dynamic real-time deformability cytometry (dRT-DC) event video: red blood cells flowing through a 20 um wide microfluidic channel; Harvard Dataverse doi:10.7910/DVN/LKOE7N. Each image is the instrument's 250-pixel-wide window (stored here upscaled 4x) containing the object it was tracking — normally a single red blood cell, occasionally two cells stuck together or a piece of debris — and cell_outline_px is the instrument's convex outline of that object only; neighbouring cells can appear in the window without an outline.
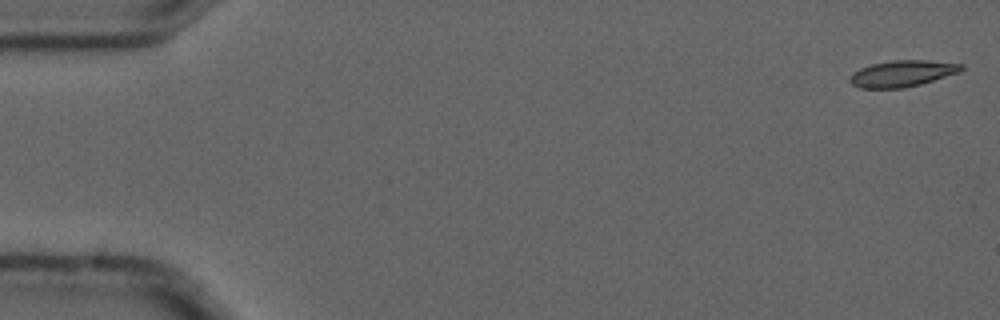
{"species": "common noctule bat (a hibernating species)", "species_latin": "Nyctalus noctula", "temperature_condition": "cold", "stored_images_in_passage": 5, "camera_frame_rate_fps": 3000, "um_per_image_px": 0.085, "animal": {"sex": "male", "forearm_length_mm": 52.5}, "frame": {"image": 1, "passage_image": 1, "time_ms": 0.0, "image_size_px": [1000, 320], "cell_outline_px": [[964, 68], [960, 72], [920, 84], [904, 88], [860, 88], [852, 84], [848, 80], [852, 72], [860, 68], [872, 64], [892, 60], [928, 60], [964, 64]], "centroid_in_image_um": [76.69, 6.24], "position_along_channel_um": 8.3, "area_um2": 17.17}}